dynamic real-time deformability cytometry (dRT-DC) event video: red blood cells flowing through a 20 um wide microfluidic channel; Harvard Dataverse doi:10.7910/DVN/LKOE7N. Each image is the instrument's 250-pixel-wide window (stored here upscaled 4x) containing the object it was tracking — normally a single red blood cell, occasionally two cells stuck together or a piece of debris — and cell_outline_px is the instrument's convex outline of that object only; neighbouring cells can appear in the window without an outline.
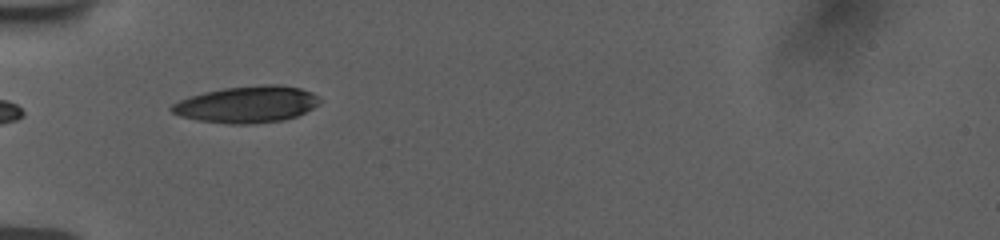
{"species": "human", "species_latin": "Homo sapiens", "temperature_condition": "room temperature", "stored_images_in_passage": 37, "camera_frame_rate_fps": 3000, "um_per_image_px": 0.085, "donor": {"sex": "female"}, "frame": {"image": 1, "passage_image": 1, "time_ms": 0.0, "image_size_px": [1000, 240], "cell_outline_px": [[320, 104], [296, 116], [284, 120], [252, 124], [228, 124], [200, 120], [180, 116], [172, 112], [168, 108], [172, 104], [180, 100], [204, 92], [224, 88], [264, 84], [280, 84], [300, 88], [312, 92], [320, 100]], "centroid_in_image_um": [21.0, 8.87], "position_along_channel_um": 64.0, "area_um2": 31.56}}
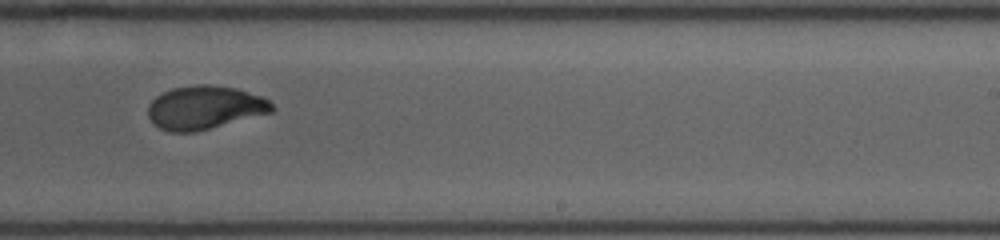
{"frame": {"image": 2, "passage_image": 18, "time_ms": 5.667, "image_size_px": [1000, 240], "cell_outline_px": [[276, 108], [272, 112], [196, 132], [168, 132], [152, 124], [148, 116], [148, 104], [156, 96], [172, 88], [196, 84], [208, 84], [236, 88], [264, 96]], "centroid_in_image_um": [17.39, 9.14], "position_along_channel_um": 271.6, "area_um2": 31.67}}
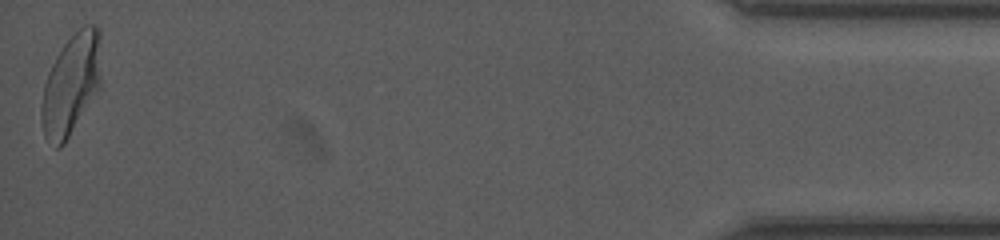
{"frame": {"image": 3, "passage_image": 37, "time_ms": 12.0, "image_size_px": [1000, 240], "cell_outline_px": [[100, 88], [64, 144], [60, 148], [56, 148], [44, 136], [40, 120], [40, 108], [44, 84], [48, 72], [56, 56], [64, 44], [84, 24], [96, 24], [100, 28]], "centroid_in_image_um": [6.04, 7.19], "position_along_channel_um": 429.2, "area_um2": 35.32}, "authors_computed_cell_mechanics": {"area_um2": 31.6744, "velocity_mm_per_s": 3.7672, "shape_relaxation_time_tau1_ms": 6.6947, "shape_relaxation_time_tau2_ms": 0.9133, "deformation_change_tau1": 0.2408, "deformation_change_tau2": 0.0487}}